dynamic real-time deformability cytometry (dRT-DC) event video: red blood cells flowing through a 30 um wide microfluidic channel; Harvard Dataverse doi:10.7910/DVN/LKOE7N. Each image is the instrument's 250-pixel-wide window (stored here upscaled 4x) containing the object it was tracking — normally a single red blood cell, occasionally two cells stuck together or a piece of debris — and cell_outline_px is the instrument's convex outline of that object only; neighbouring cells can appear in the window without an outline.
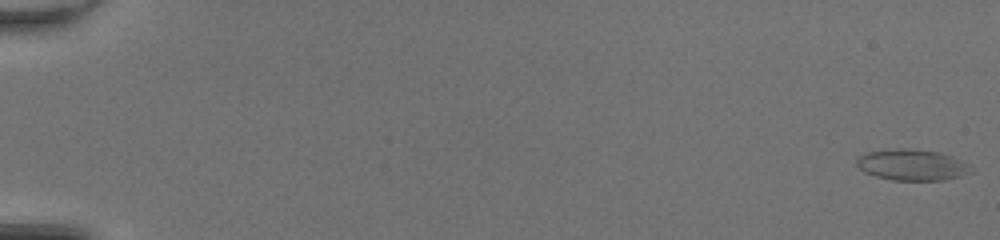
{"species": "common noctule bat (a hibernating species)", "species_latin": "Nyctalus noctula", "temperature_condition": "room temperature", "stored_images_in_passage": 50, "camera_frame_rate_fps": 3000, "um_per_image_px": 0.085, "animal": {"sex": "female", "body_mass_g": 20.0, "forearm_length_mm": 54.0}, "frame": {"image": 1, "passage_image": 1, "time_ms": 0.0, "image_size_px": [1000, 240], "cell_outline_px": [[972, 172], [960, 176], [944, 180], [892, 180], [876, 176], [864, 172], [856, 164], [856, 160], [860, 156], [868, 152], [892, 148], [912, 148], [936, 152], [948, 156], [964, 164]], "centroid_in_image_um": [77.42, 14.02], "position_along_channel_um": 7.6, "area_um2": 20.23}}
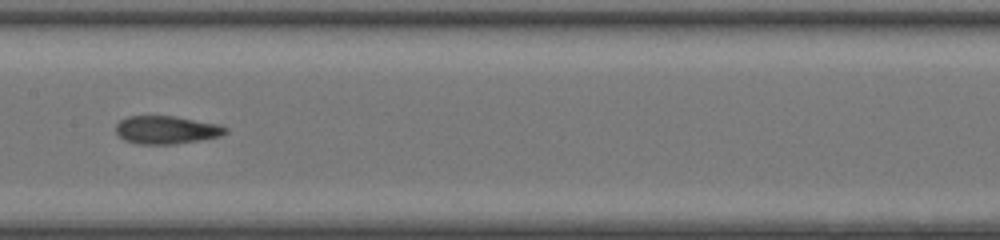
{"frame": {"image": 2, "passage_image": 28, "time_ms": 9.0, "image_size_px": [1000, 240], "cell_outline_px": [[228, 132], [220, 136], [200, 140], [176, 144], [136, 144], [124, 140], [116, 132], [116, 124], [120, 120], [128, 116], [176, 116], [220, 124], [228, 128]], "centroid_in_image_um": [14.17, 11.04], "position_along_channel_um": 193.2, "area_um2": 18.09}}
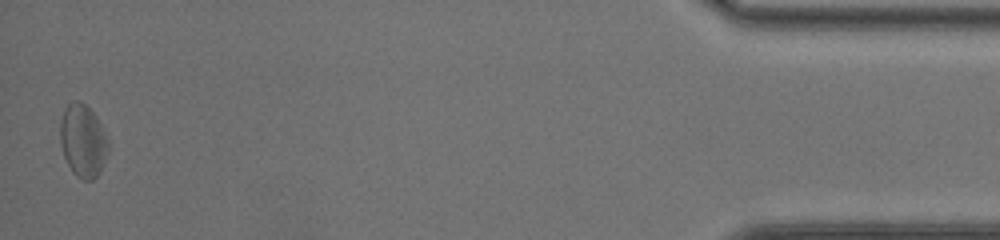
{"frame": {"image": 3, "passage_image": 50, "time_ms": 16.333, "image_size_px": [1000, 240], "cell_outline_px": [[108, 152], [100, 172], [92, 180], [84, 180], [76, 176], [72, 172], [64, 156], [60, 144], [60, 120], [64, 108], [68, 104], [76, 100], [80, 100], [96, 116], [108, 140]], "centroid_in_image_um": [7.03, 11.97], "position_along_channel_um": 428.2, "area_um2": 20.35}, "authors_computed_cell_mechanics": {"area_um2": 18.6116, "velocity_mm_per_s": 4.2822, "shape_relaxation_time_tau1_ms": 5.3161, "shape_relaxation_time_tau2_ms": 2.2327, "deformation_change_tau1": 0.1573, "deformation_change_tau2": 0.1129}}